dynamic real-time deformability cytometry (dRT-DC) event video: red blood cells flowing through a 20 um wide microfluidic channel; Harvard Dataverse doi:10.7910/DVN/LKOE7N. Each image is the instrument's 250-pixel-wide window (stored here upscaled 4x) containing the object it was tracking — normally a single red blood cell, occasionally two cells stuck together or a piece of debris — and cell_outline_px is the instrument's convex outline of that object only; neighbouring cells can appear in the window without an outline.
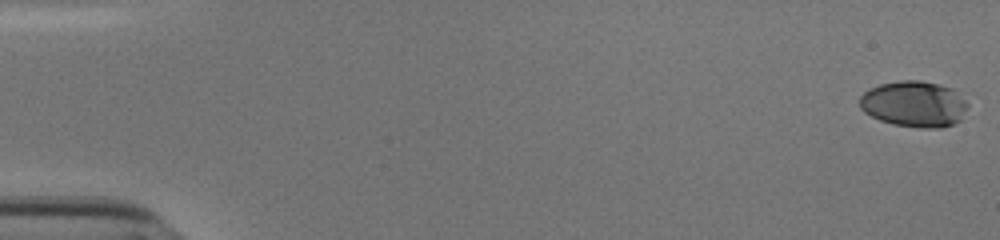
{"species": "human", "species_latin": "Homo sapiens", "temperature_condition": "cold", "stored_images_in_passage": 55, "camera_frame_rate_fps": 3000, "um_per_image_px": 0.085, "donor": {"sex": "male"}, "frame": {"image": 1, "passage_image": 1, "time_ms": 0.0, "image_size_px": [1000, 240], "cell_outline_px": [[968, 108], [960, 120], [952, 124], [940, 128], [920, 128], [892, 124], [880, 120], [864, 112], [860, 108], [860, 96], [868, 88], [880, 84], [900, 80], [920, 80], [940, 84], [952, 88], [968, 104]], "centroid_in_image_um": [77.69, 8.84], "position_along_channel_um": 7.3, "area_um2": 29.13}}
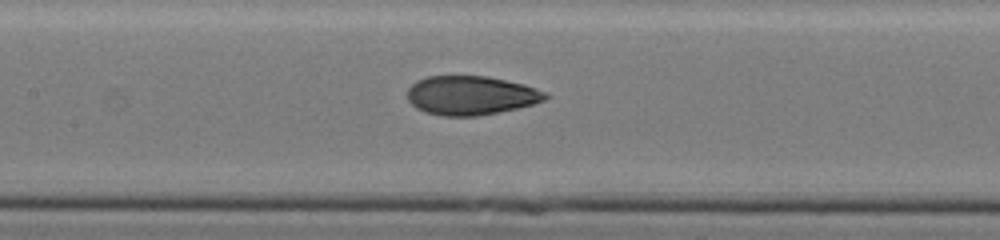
{"frame": {"image": 2, "passage_image": 27, "time_ms": 8.667, "image_size_px": [1000, 240], "cell_outline_px": [[548, 96], [544, 100], [532, 104], [516, 108], [476, 116], [444, 116], [424, 112], [416, 108], [408, 100], [408, 88], [416, 80], [428, 76], [488, 76], [524, 84], [548, 92]], "centroid_in_image_um": [40.01, 8.1], "position_along_channel_um": 167.4, "area_um2": 31.33}}
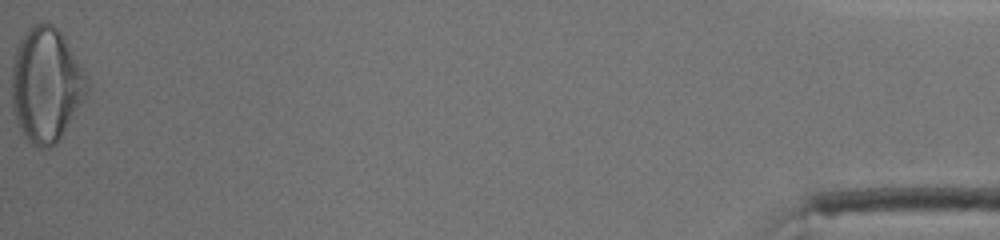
{"frame": {"image": 3, "passage_image": 55, "time_ms": 18.0, "image_size_px": [1000, 240], "cell_outline_px": [[88, 88], [84, 100], [60, 140], [56, 144], [48, 148], [40, 148], [32, 144], [28, 140], [20, 128], [16, 120], [12, 108], [12, 60], [16, 48], [20, 40], [28, 28], [32, 24], [44, 20], [52, 24], [60, 32], [88, 76]], "centroid_in_image_um": [3.92, 7.21], "position_along_channel_um": 431.3, "area_um2": 50.52}, "authors_computed_cell_mechanics": {"area_um2": 31.5588, "velocity_mm_per_s": 3.839, "shape_relaxation_time_tau1_ms": 5.9165, "shape_relaxation_time_tau2_ms": 1.3459, "deformation_change_tau1": 0.2151, "deformation_change_tau2": 0.0676}}